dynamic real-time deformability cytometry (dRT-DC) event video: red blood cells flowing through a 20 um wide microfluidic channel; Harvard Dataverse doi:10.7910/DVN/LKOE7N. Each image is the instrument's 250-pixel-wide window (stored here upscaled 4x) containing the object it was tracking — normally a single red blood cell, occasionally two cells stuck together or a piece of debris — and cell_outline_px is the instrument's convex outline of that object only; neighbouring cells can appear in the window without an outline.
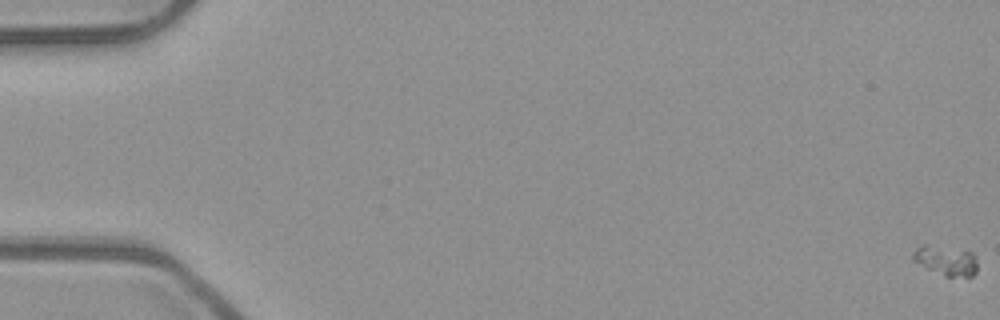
{"species": "common noctule bat (a hibernating species)", "species_latin": "Nyctalus noctula", "temperature_condition": "room temperature", "stored_images_in_passage": 56, "camera_frame_rate_fps": 3000, "um_per_image_px": 0.085, "animal": {"sex": "male", "body_mass_g": 23.1, "forearm_length_mm": 52.7}, "frame": {"image": 1, "passage_image": 1, "time_ms": 0.0, "image_size_px": [1000, 320], "cell_outline_px": [[976, 272], [972, 276], [944, 276], [912, 260], [912, 252], [916, 248], [924, 244], [972, 252], [976, 260]], "centroid_in_image_um": [80.39, 22.14], "position_along_channel_um": 4.6, "area_um2": 10.87}}
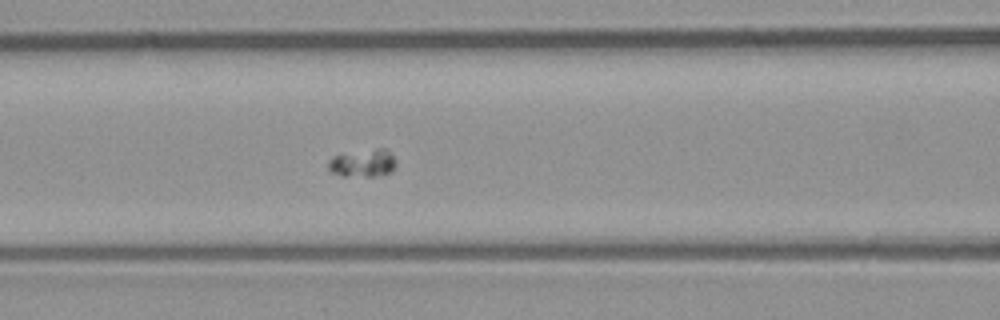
{"frame": {"image": 2, "passage_image": 25, "time_ms": 8.0, "image_size_px": [1000, 320], "cell_outline_px": [[396, 164], [392, 172], [372, 176], [340, 176], [332, 172], [328, 168], [328, 160], [332, 156], [376, 148], [384, 148], [396, 160]], "centroid_in_image_um": [30.83, 13.87], "position_along_channel_um": 135.8, "area_um2": 10.87}}
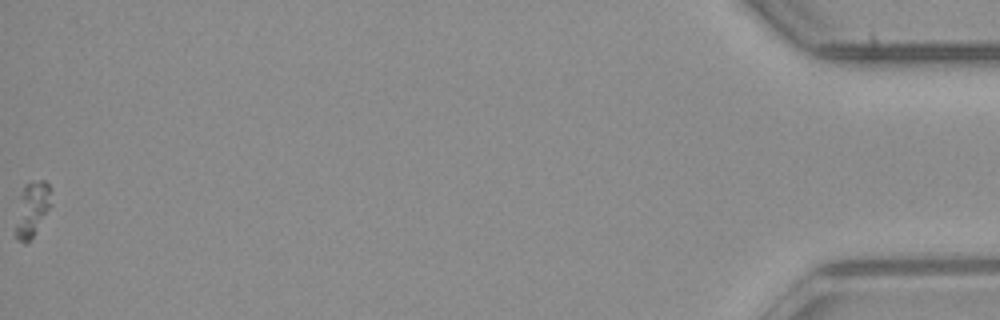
{"frame": {"image": 3, "passage_image": 56, "time_ms": 18.333, "image_size_px": [1000, 320], "cell_outline_px": [[52, 204], [32, 236], [24, 244], [16, 240], [12, 232], [20, 196], [24, 184], [40, 180], [44, 180], [52, 188]], "centroid_in_image_um": [2.69, 17.79], "position_along_channel_um": 432.5, "area_um2": 11.73}}